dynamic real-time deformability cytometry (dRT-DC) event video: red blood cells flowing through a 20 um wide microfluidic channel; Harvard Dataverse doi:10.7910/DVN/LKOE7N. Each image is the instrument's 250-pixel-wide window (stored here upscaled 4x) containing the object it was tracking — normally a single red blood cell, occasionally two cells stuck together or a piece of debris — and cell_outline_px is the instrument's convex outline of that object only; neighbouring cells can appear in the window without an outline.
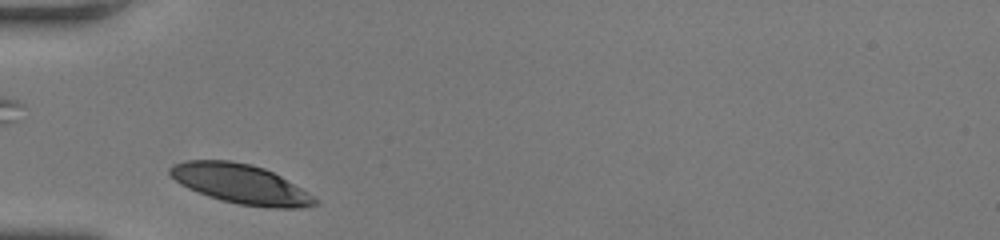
{"species": "human", "species_latin": "Homo sapiens", "temperature_condition": "room temperature", "stored_images_in_passage": 36, "camera_frame_rate_fps": 3000, "um_per_image_px": 0.085, "donor": {"sex": "female"}, "frame": {"image": 1, "passage_image": 1, "time_ms": 0.0, "image_size_px": [1000, 240], "cell_outline_px": [[320, 204], [300, 208], [276, 208], [236, 204], [220, 200], [208, 196], [188, 188], [180, 184], [168, 172], [168, 168], [172, 164], [184, 160], [232, 160], [252, 164], [264, 168], [280, 176], [308, 192], [320, 200]], "centroid_in_image_um": [20.46, 15.63], "position_along_channel_um": 64.5, "area_um2": 33.58}}
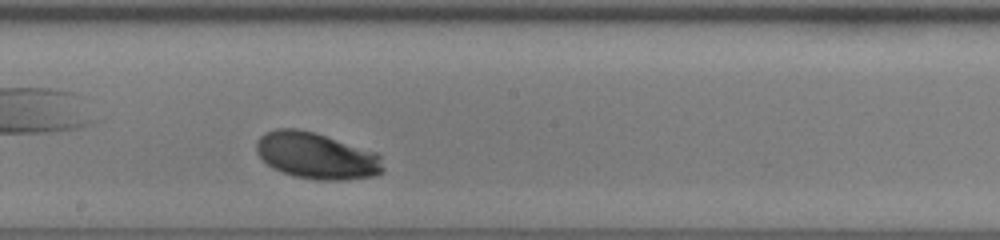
{"frame": {"image": 2, "passage_image": 14, "time_ms": 4.333, "image_size_px": [1000, 240], "cell_outline_px": [[384, 168], [376, 176], [344, 180], [320, 180], [296, 176], [272, 168], [256, 152], [256, 140], [264, 132], [276, 128], [296, 128], [312, 132], [380, 152]], "centroid_in_image_um": [26.93, 13.23], "position_along_channel_um": 221.3, "area_um2": 34.45}}
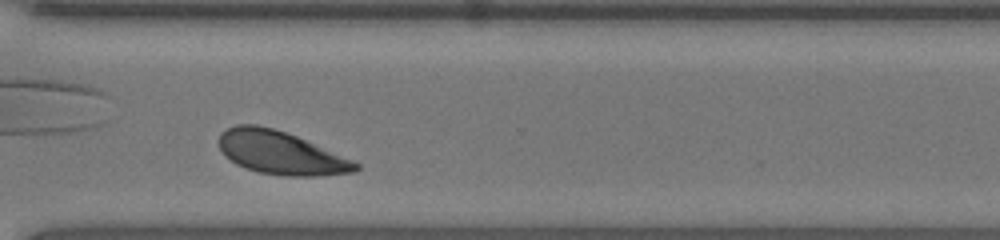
{"frame": {"image": 3, "passage_image": 24, "time_ms": 7.667, "image_size_px": [1000, 240], "cell_outline_px": [[360, 168], [352, 172], [316, 176], [284, 176], [260, 172], [236, 164], [224, 156], [220, 148], [220, 132], [236, 124], [256, 124], [272, 128], [296, 136], [352, 160], [360, 164]], "centroid_in_image_um": [23.83, 12.99], "position_along_channel_um": 346.8, "area_um2": 33.93}, "authors_computed_cell_mechanics": {"area_um2": 33.7552, "velocity_mm_per_s": 3.7386, "shape_relaxation_time_tau1_ms": 3.7359, "shape_relaxation_time_tau2_ms": null, "deformation_change_tau1": 0.1521, "deformation_change_tau2": null}}